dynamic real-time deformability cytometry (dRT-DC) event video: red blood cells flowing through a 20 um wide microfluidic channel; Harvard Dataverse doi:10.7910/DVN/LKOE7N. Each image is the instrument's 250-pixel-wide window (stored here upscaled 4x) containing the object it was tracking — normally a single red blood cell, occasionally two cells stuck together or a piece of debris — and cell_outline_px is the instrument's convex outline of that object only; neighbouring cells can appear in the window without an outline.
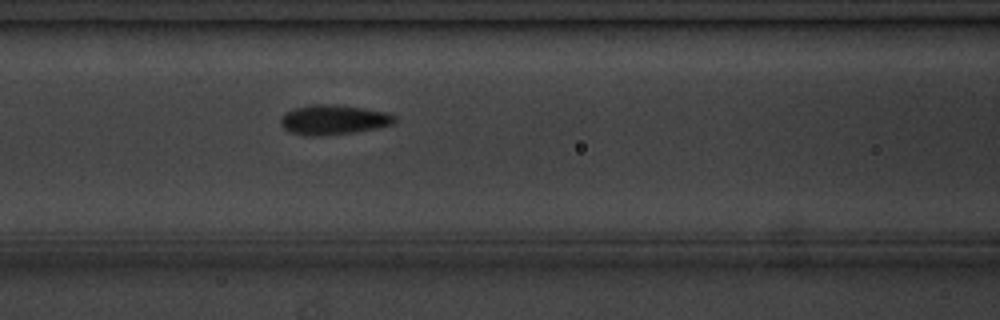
{"species": "common noctule bat (a hibernating species)", "species_latin": "Nyctalus noctula", "temperature_condition": "cold", "stored_images_in_passage": 6, "camera_frame_rate_fps": 3000, "um_per_image_px": 0.085, "animal": {"sex": "male", "body_mass_g": 20.1, "forearm_length_mm": 53.5}, "frame": {"image": 1, "passage_image": 6, "time_ms": 5.667, "image_size_px": [1000, 320], "cell_outline_px": [[396, 120], [392, 124], [376, 128], [352, 132], [320, 136], [304, 136], [292, 132], [284, 128], [280, 124], [280, 116], [284, 112], [296, 108], [312, 104], [336, 104], [364, 108], [388, 112], [396, 116]], "centroid_in_image_um": [28.33, 10.17], "position_along_channel_um": 138.3, "area_um2": 19.88}}